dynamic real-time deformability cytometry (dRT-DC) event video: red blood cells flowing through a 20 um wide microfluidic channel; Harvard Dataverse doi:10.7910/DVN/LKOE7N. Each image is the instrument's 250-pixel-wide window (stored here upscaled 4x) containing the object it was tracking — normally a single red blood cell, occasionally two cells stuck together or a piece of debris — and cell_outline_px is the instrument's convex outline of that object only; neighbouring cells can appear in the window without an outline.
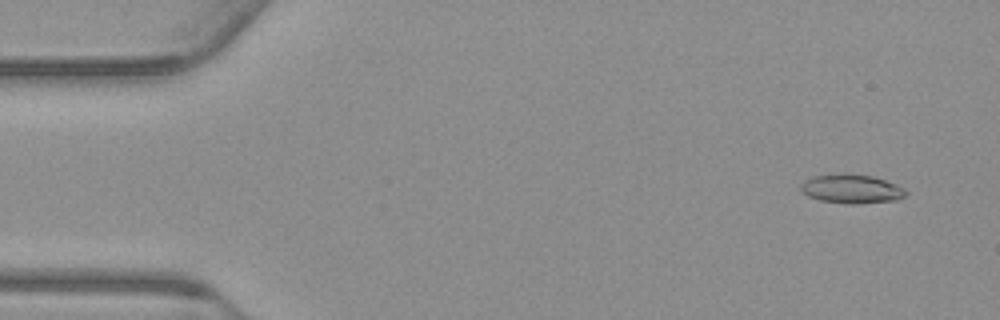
{"species": "common noctule bat (a hibernating species)", "species_latin": "Nyctalus noctula", "temperature_condition": "warm", "stored_images_in_passage": 22, "camera_frame_rate_fps": 3000, "um_per_image_px": 0.085, "animal": {"sex": "male", "body_mass_g": 23.1, "forearm_length_mm": 52.7}, "frame": {"image": 1, "passage_image": 4, "time_ms": 1.0, "image_size_px": [1000, 320], "cell_outline_px": [[908, 196], [896, 200], [856, 204], [848, 204], [820, 200], [808, 196], [800, 188], [800, 184], [804, 180], [812, 176], [844, 172], [848, 172], [872, 176], [896, 184], [904, 188], [908, 192]], "centroid_in_image_um": [72.39, 16.04], "position_along_channel_um": 12.6, "area_um2": 18.09}}
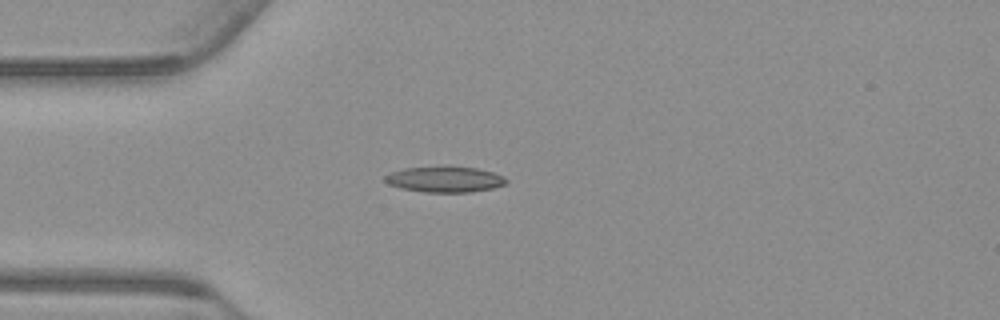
{"frame": {"image": 2, "passage_image": 15, "time_ms": 4.667, "image_size_px": [1000, 320], "cell_outline_px": [[508, 184], [492, 188], [468, 192], [424, 192], [400, 188], [388, 184], [384, 180], [384, 176], [392, 172], [404, 168], [444, 164], [448, 164], [476, 168], [492, 172], [504, 176], [508, 180]], "centroid_in_image_um": [37.81, 15.21], "position_along_channel_um": 47.2, "area_um2": 18.84}}
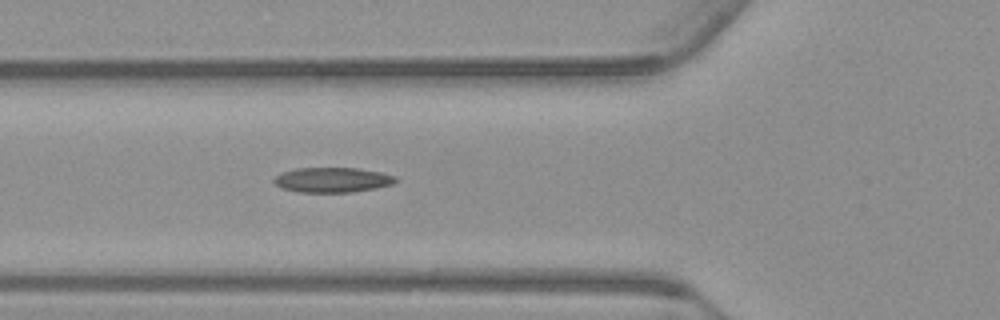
{"frame": {"image": 3, "passage_image": 20, "time_ms": 6.333, "image_size_px": [1000, 320], "cell_outline_px": [[396, 180], [392, 184], [376, 188], [352, 192], [300, 192], [284, 188], [276, 184], [272, 180], [280, 172], [296, 168], [360, 168], [380, 172], [396, 176]], "centroid_in_image_um": [28.25, 15.28], "position_along_channel_um": 97.5, "area_um2": 17.63}}